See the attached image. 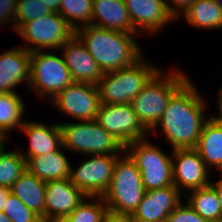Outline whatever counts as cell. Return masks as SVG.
I'll use <instances>...</instances> for the list:
<instances>
[{
  "label": "cell",
  "instance_id": "1",
  "mask_svg": "<svg viewBox=\"0 0 222 222\" xmlns=\"http://www.w3.org/2000/svg\"><path fill=\"white\" fill-rule=\"evenodd\" d=\"M189 78L169 99L168 105L152 133L166 137L173 149L195 148L203 126L210 116L205 115L207 103ZM208 117V118H207ZM161 131V132H160Z\"/></svg>",
  "mask_w": 222,
  "mask_h": 222
},
{
  "label": "cell",
  "instance_id": "2",
  "mask_svg": "<svg viewBox=\"0 0 222 222\" xmlns=\"http://www.w3.org/2000/svg\"><path fill=\"white\" fill-rule=\"evenodd\" d=\"M75 35L103 73L130 67L144 57L136 39L139 34L86 25L76 29Z\"/></svg>",
  "mask_w": 222,
  "mask_h": 222
},
{
  "label": "cell",
  "instance_id": "3",
  "mask_svg": "<svg viewBox=\"0 0 222 222\" xmlns=\"http://www.w3.org/2000/svg\"><path fill=\"white\" fill-rule=\"evenodd\" d=\"M188 79L179 69L166 75L160 69L130 102L138 120L149 133L161 119L171 96Z\"/></svg>",
  "mask_w": 222,
  "mask_h": 222
},
{
  "label": "cell",
  "instance_id": "4",
  "mask_svg": "<svg viewBox=\"0 0 222 222\" xmlns=\"http://www.w3.org/2000/svg\"><path fill=\"white\" fill-rule=\"evenodd\" d=\"M143 57L134 65L103 74L97 84L100 104L130 103L160 70Z\"/></svg>",
  "mask_w": 222,
  "mask_h": 222
},
{
  "label": "cell",
  "instance_id": "5",
  "mask_svg": "<svg viewBox=\"0 0 222 222\" xmlns=\"http://www.w3.org/2000/svg\"><path fill=\"white\" fill-rule=\"evenodd\" d=\"M59 124L65 150L75 151L82 156L123 155L125 152V147L96 120Z\"/></svg>",
  "mask_w": 222,
  "mask_h": 222
},
{
  "label": "cell",
  "instance_id": "6",
  "mask_svg": "<svg viewBox=\"0 0 222 222\" xmlns=\"http://www.w3.org/2000/svg\"><path fill=\"white\" fill-rule=\"evenodd\" d=\"M145 192L140 171L125 152L116 160L110 186L102 196L104 202L110 210L133 214Z\"/></svg>",
  "mask_w": 222,
  "mask_h": 222
},
{
  "label": "cell",
  "instance_id": "7",
  "mask_svg": "<svg viewBox=\"0 0 222 222\" xmlns=\"http://www.w3.org/2000/svg\"><path fill=\"white\" fill-rule=\"evenodd\" d=\"M73 82L63 54L59 56L51 50L31 53L28 88L33 89L38 99L51 100Z\"/></svg>",
  "mask_w": 222,
  "mask_h": 222
},
{
  "label": "cell",
  "instance_id": "8",
  "mask_svg": "<svg viewBox=\"0 0 222 222\" xmlns=\"http://www.w3.org/2000/svg\"><path fill=\"white\" fill-rule=\"evenodd\" d=\"M150 140L140 139L125 147L126 153L140 171L146 191L173 185L172 154L168 156Z\"/></svg>",
  "mask_w": 222,
  "mask_h": 222
},
{
  "label": "cell",
  "instance_id": "9",
  "mask_svg": "<svg viewBox=\"0 0 222 222\" xmlns=\"http://www.w3.org/2000/svg\"><path fill=\"white\" fill-rule=\"evenodd\" d=\"M16 33L26 42L22 47L32 53L45 51V49L59 51L75 34V30L58 12H52L39 19L23 23Z\"/></svg>",
  "mask_w": 222,
  "mask_h": 222
},
{
  "label": "cell",
  "instance_id": "10",
  "mask_svg": "<svg viewBox=\"0 0 222 222\" xmlns=\"http://www.w3.org/2000/svg\"><path fill=\"white\" fill-rule=\"evenodd\" d=\"M95 120L124 147L149 137L130 103L100 104Z\"/></svg>",
  "mask_w": 222,
  "mask_h": 222
},
{
  "label": "cell",
  "instance_id": "11",
  "mask_svg": "<svg viewBox=\"0 0 222 222\" xmlns=\"http://www.w3.org/2000/svg\"><path fill=\"white\" fill-rule=\"evenodd\" d=\"M119 156L121 155H87L88 159L76 170L71 166V183L86 196H103L110 186Z\"/></svg>",
  "mask_w": 222,
  "mask_h": 222
},
{
  "label": "cell",
  "instance_id": "12",
  "mask_svg": "<svg viewBox=\"0 0 222 222\" xmlns=\"http://www.w3.org/2000/svg\"><path fill=\"white\" fill-rule=\"evenodd\" d=\"M66 116L78 121L95 120L100 106L97 85L86 82H73L50 100Z\"/></svg>",
  "mask_w": 222,
  "mask_h": 222
},
{
  "label": "cell",
  "instance_id": "13",
  "mask_svg": "<svg viewBox=\"0 0 222 222\" xmlns=\"http://www.w3.org/2000/svg\"><path fill=\"white\" fill-rule=\"evenodd\" d=\"M170 153H172L173 185L182 194L210 185L209 169L194 148L173 149Z\"/></svg>",
  "mask_w": 222,
  "mask_h": 222
},
{
  "label": "cell",
  "instance_id": "14",
  "mask_svg": "<svg viewBox=\"0 0 222 222\" xmlns=\"http://www.w3.org/2000/svg\"><path fill=\"white\" fill-rule=\"evenodd\" d=\"M134 30L141 36L143 33L156 34L161 29L176 22L170 14L165 0H124Z\"/></svg>",
  "mask_w": 222,
  "mask_h": 222
},
{
  "label": "cell",
  "instance_id": "15",
  "mask_svg": "<svg viewBox=\"0 0 222 222\" xmlns=\"http://www.w3.org/2000/svg\"><path fill=\"white\" fill-rule=\"evenodd\" d=\"M181 192L174 186L146 191L133 212L136 222H166V218L182 201Z\"/></svg>",
  "mask_w": 222,
  "mask_h": 222
},
{
  "label": "cell",
  "instance_id": "16",
  "mask_svg": "<svg viewBox=\"0 0 222 222\" xmlns=\"http://www.w3.org/2000/svg\"><path fill=\"white\" fill-rule=\"evenodd\" d=\"M59 51L64 56L74 82H86L95 85L99 83L104 73L75 34Z\"/></svg>",
  "mask_w": 222,
  "mask_h": 222
},
{
  "label": "cell",
  "instance_id": "17",
  "mask_svg": "<svg viewBox=\"0 0 222 222\" xmlns=\"http://www.w3.org/2000/svg\"><path fill=\"white\" fill-rule=\"evenodd\" d=\"M9 50L0 54V93H15L17 86L30 83L31 53L22 46Z\"/></svg>",
  "mask_w": 222,
  "mask_h": 222
},
{
  "label": "cell",
  "instance_id": "18",
  "mask_svg": "<svg viewBox=\"0 0 222 222\" xmlns=\"http://www.w3.org/2000/svg\"><path fill=\"white\" fill-rule=\"evenodd\" d=\"M28 137V150L24 152L22 148L19 149L26 162L31 157L45 155L63 146L62 131L59 123L45 124L38 121H25L23 126L19 129Z\"/></svg>",
  "mask_w": 222,
  "mask_h": 222
},
{
  "label": "cell",
  "instance_id": "19",
  "mask_svg": "<svg viewBox=\"0 0 222 222\" xmlns=\"http://www.w3.org/2000/svg\"><path fill=\"white\" fill-rule=\"evenodd\" d=\"M86 198V195L75 187L70 179L46 182L45 220L56 216L70 215Z\"/></svg>",
  "mask_w": 222,
  "mask_h": 222
},
{
  "label": "cell",
  "instance_id": "20",
  "mask_svg": "<svg viewBox=\"0 0 222 222\" xmlns=\"http://www.w3.org/2000/svg\"><path fill=\"white\" fill-rule=\"evenodd\" d=\"M92 25L138 34L133 28L124 0H93Z\"/></svg>",
  "mask_w": 222,
  "mask_h": 222
},
{
  "label": "cell",
  "instance_id": "21",
  "mask_svg": "<svg viewBox=\"0 0 222 222\" xmlns=\"http://www.w3.org/2000/svg\"><path fill=\"white\" fill-rule=\"evenodd\" d=\"M62 149L63 146L54 152L31 157L26 162L27 170L44 182L69 179L71 165Z\"/></svg>",
  "mask_w": 222,
  "mask_h": 222
},
{
  "label": "cell",
  "instance_id": "22",
  "mask_svg": "<svg viewBox=\"0 0 222 222\" xmlns=\"http://www.w3.org/2000/svg\"><path fill=\"white\" fill-rule=\"evenodd\" d=\"M194 149L209 170L214 167L222 174V122L209 117Z\"/></svg>",
  "mask_w": 222,
  "mask_h": 222
},
{
  "label": "cell",
  "instance_id": "23",
  "mask_svg": "<svg viewBox=\"0 0 222 222\" xmlns=\"http://www.w3.org/2000/svg\"><path fill=\"white\" fill-rule=\"evenodd\" d=\"M10 189L13 195L45 221L46 182L26 170Z\"/></svg>",
  "mask_w": 222,
  "mask_h": 222
},
{
  "label": "cell",
  "instance_id": "24",
  "mask_svg": "<svg viewBox=\"0 0 222 222\" xmlns=\"http://www.w3.org/2000/svg\"><path fill=\"white\" fill-rule=\"evenodd\" d=\"M183 17L194 28L222 30V10L215 0H194Z\"/></svg>",
  "mask_w": 222,
  "mask_h": 222
},
{
  "label": "cell",
  "instance_id": "25",
  "mask_svg": "<svg viewBox=\"0 0 222 222\" xmlns=\"http://www.w3.org/2000/svg\"><path fill=\"white\" fill-rule=\"evenodd\" d=\"M185 195H189L186 202L207 222H222L218 195L211 185L191 190Z\"/></svg>",
  "mask_w": 222,
  "mask_h": 222
},
{
  "label": "cell",
  "instance_id": "26",
  "mask_svg": "<svg viewBox=\"0 0 222 222\" xmlns=\"http://www.w3.org/2000/svg\"><path fill=\"white\" fill-rule=\"evenodd\" d=\"M26 104L17 92L0 93V132L6 134L20 129L25 121Z\"/></svg>",
  "mask_w": 222,
  "mask_h": 222
},
{
  "label": "cell",
  "instance_id": "27",
  "mask_svg": "<svg viewBox=\"0 0 222 222\" xmlns=\"http://www.w3.org/2000/svg\"><path fill=\"white\" fill-rule=\"evenodd\" d=\"M93 0H61L58 13L74 29L92 25Z\"/></svg>",
  "mask_w": 222,
  "mask_h": 222
},
{
  "label": "cell",
  "instance_id": "28",
  "mask_svg": "<svg viewBox=\"0 0 222 222\" xmlns=\"http://www.w3.org/2000/svg\"><path fill=\"white\" fill-rule=\"evenodd\" d=\"M26 159L18 150L5 151L0 155V186L11 188L27 170Z\"/></svg>",
  "mask_w": 222,
  "mask_h": 222
},
{
  "label": "cell",
  "instance_id": "29",
  "mask_svg": "<svg viewBox=\"0 0 222 222\" xmlns=\"http://www.w3.org/2000/svg\"><path fill=\"white\" fill-rule=\"evenodd\" d=\"M107 209L102 196H86L69 216L73 222H103Z\"/></svg>",
  "mask_w": 222,
  "mask_h": 222
},
{
  "label": "cell",
  "instance_id": "30",
  "mask_svg": "<svg viewBox=\"0 0 222 222\" xmlns=\"http://www.w3.org/2000/svg\"><path fill=\"white\" fill-rule=\"evenodd\" d=\"M15 31L25 22L39 19L53 11L40 0H17Z\"/></svg>",
  "mask_w": 222,
  "mask_h": 222
},
{
  "label": "cell",
  "instance_id": "31",
  "mask_svg": "<svg viewBox=\"0 0 222 222\" xmlns=\"http://www.w3.org/2000/svg\"><path fill=\"white\" fill-rule=\"evenodd\" d=\"M12 222H43L42 219L30 210L22 201L12 193L3 206V211Z\"/></svg>",
  "mask_w": 222,
  "mask_h": 222
},
{
  "label": "cell",
  "instance_id": "32",
  "mask_svg": "<svg viewBox=\"0 0 222 222\" xmlns=\"http://www.w3.org/2000/svg\"><path fill=\"white\" fill-rule=\"evenodd\" d=\"M166 222H207L199 215L187 202L179 203V205L170 212L166 218Z\"/></svg>",
  "mask_w": 222,
  "mask_h": 222
},
{
  "label": "cell",
  "instance_id": "33",
  "mask_svg": "<svg viewBox=\"0 0 222 222\" xmlns=\"http://www.w3.org/2000/svg\"><path fill=\"white\" fill-rule=\"evenodd\" d=\"M16 4L17 0H0V27L11 23L10 28L15 31Z\"/></svg>",
  "mask_w": 222,
  "mask_h": 222
},
{
  "label": "cell",
  "instance_id": "34",
  "mask_svg": "<svg viewBox=\"0 0 222 222\" xmlns=\"http://www.w3.org/2000/svg\"><path fill=\"white\" fill-rule=\"evenodd\" d=\"M170 14L178 20L190 8L194 0H165Z\"/></svg>",
  "mask_w": 222,
  "mask_h": 222
},
{
  "label": "cell",
  "instance_id": "35",
  "mask_svg": "<svg viewBox=\"0 0 222 222\" xmlns=\"http://www.w3.org/2000/svg\"><path fill=\"white\" fill-rule=\"evenodd\" d=\"M103 222H136L132 214L107 209Z\"/></svg>",
  "mask_w": 222,
  "mask_h": 222
},
{
  "label": "cell",
  "instance_id": "36",
  "mask_svg": "<svg viewBox=\"0 0 222 222\" xmlns=\"http://www.w3.org/2000/svg\"><path fill=\"white\" fill-rule=\"evenodd\" d=\"M221 178H219L218 180L214 181V178L211 180L210 185L216 190V193L218 195V201H219V205H220V209L222 212V174Z\"/></svg>",
  "mask_w": 222,
  "mask_h": 222
},
{
  "label": "cell",
  "instance_id": "37",
  "mask_svg": "<svg viewBox=\"0 0 222 222\" xmlns=\"http://www.w3.org/2000/svg\"><path fill=\"white\" fill-rule=\"evenodd\" d=\"M217 110H218V115L213 114L212 117L210 115V118L218 121V122H222V88H220L219 92H218V98H217Z\"/></svg>",
  "mask_w": 222,
  "mask_h": 222
},
{
  "label": "cell",
  "instance_id": "38",
  "mask_svg": "<svg viewBox=\"0 0 222 222\" xmlns=\"http://www.w3.org/2000/svg\"><path fill=\"white\" fill-rule=\"evenodd\" d=\"M11 194V189L5 186H0V211H3V206L6 204V200Z\"/></svg>",
  "mask_w": 222,
  "mask_h": 222
},
{
  "label": "cell",
  "instance_id": "39",
  "mask_svg": "<svg viewBox=\"0 0 222 222\" xmlns=\"http://www.w3.org/2000/svg\"><path fill=\"white\" fill-rule=\"evenodd\" d=\"M40 1L43 2L49 8H51L53 12H58L61 0H40Z\"/></svg>",
  "mask_w": 222,
  "mask_h": 222
},
{
  "label": "cell",
  "instance_id": "40",
  "mask_svg": "<svg viewBox=\"0 0 222 222\" xmlns=\"http://www.w3.org/2000/svg\"><path fill=\"white\" fill-rule=\"evenodd\" d=\"M10 135L4 132H0V155L6 151L5 149V142L9 140Z\"/></svg>",
  "mask_w": 222,
  "mask_h": 222
},
{
  "label": "cell",
  "instance_id": "41",
  "mask_svg": "<svg viewBox=\"0 0 222 222\" xmlns=\"http://www.w3.org/2000/svg\"><path fill=\"white\" fill-rule=\"evenodd\" d=\"M44 222H73V221L69 215H65V216H56L48 220H45Z\"/></svg>",
  "mask_w": 222,
  "mask_h": 222
},
{
  "label": "cell",
  "instance_id": "42",
  "mask_svg": "<svg viewBox=\"0 0 222 222\" xmlns=\"http://www.w3.org/2000/svg\"><path fill=\"white\" fill-rule=\"evenodd\" d=\"M0 222H12L11 219L0 211Z\"/></svg>",
  "mask_w": 222,
  "mask_h": 222
},
{
  "label": "cell",
  "instance_id": "43",
  "mask_svg": "<svg viewBox=\"0 0 222 222\" xmlns=\"http://www.w3.org/2000/svg\"><path fill=\"white\" fill-rule=\"evenodd\" d=\"M216 4L219 6V8L222 10V1L221 0H215Z\"/></svg>",
  "mask_w": 222,
  "mask_h": 222
}]
</instances>
